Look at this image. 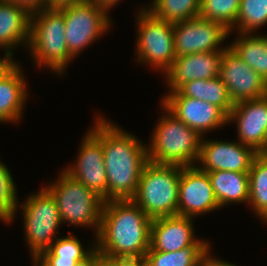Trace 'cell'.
<instances>
[{
  "mask_svg": "<svg viewBox=\"0 0 267 266\" xmlns=\"http://www.w3.org/2000/svg\"><path fill=\"white\" fill-rule=\"evenodd\" d=\"M99 116L91 131L102 141L107 201L132 199L148 162L147 146L132 133Z\"/></svg>",
  "mask_w": 267,
  "mask_h": 266,
  "instance_id": "obj_1",
  "label": "cell"
},
{
  "mask_svg": "<svg viewBox=\"0 0 267 266\" xmlns=\"http://www.w3.org/2000/svg\"><path fill=\"white\" fill-rule=\"evenodd\" d=\"M151 222L132 199L105 201L95 248L107 256L140 264L150 248Z\"/></svg>",
  "mask_w": 267,
  "mask_h": 266,
  "instance_id": "obj_2",
  "label": "cell"
},
{
  "mask_svg": "<svg viewBox=\"0 0 267 266\" xmlns=\"http://www.w3.org/2000/svg\"><path fill=\"white\" fill-rule=\"evenodd\" d=\"M160 104L165 113L157 121L147 146L148 161L182 167L195 166L203 137Z\"/></svg>",
  "mask_w": 267,
  "mask_h": 266,
  "instance_id": "obj_3",
  "label": "cell"
},
{
  "mask_svg": "<svg viewBox=\"0 0 267 266\" xmlns=\"http://www.w3.org/2000/svg\"><path fill=\"white\" fill-rule=\"evenodd\" d=\"M65 38L64 15L55 6L31 12L27 48L35 65L48 67L54 73L62 75L74 59L69 53Z\"/></svg>",
  "mask_w": 267,
  "mask_h": 266,
  "instance_id": "obj_4",
  "label": "cell"
},
{
  "mask_svg": "<svg viewBox=\"0 0 267 266\" xmlns=\"http://www.w3.org/2000/svg\"><path fill=\"white\" fill-rule=\"evenodd\" d=\"M182 166L147 162L132 200L151 218L178 215Z\"/></svg>",
  "mask_w": 267,
  "mask_h": 266,
  "instance_id": "obj_5",
  "label": "cell"
},
{
  "mask_svg": "<svg viewBox=\"0 0 267 266\" xmlns=\"http://www.w3.org/2000/svg\"><path fill=\"white\" fill-rule=\"evenodd\" d=\"M61 172L56 182L45 187L55 199L62 223L94 228L97 235L104 200L83 183Z\"/></svg>",
  "mask_w": 267,
  "mask_h": 266,
  "instance_id": "obj_6",
  "label": "cell"
},
{
  "mask_svg": "<svg viewBox=\"0 0 267 266\" xmlns=\"http://www.w3.org/2000/svg\"><path fill=\"white\" fill-rule=\"evenodd\" d=\"M55 7L64 15L66 45L74 58L113 24L108 11L91 0H77Z\"/></svg>",
  "mask_w": 267,
  "mask_h": 266,
  "instance_id": "obj_7",
  "label": "cell"
},
{
  "mask_svg": "<svg viewBox=\"0 0 267 266\" xmlns=\"http://www.w3.org/2000/svg\"><path fill=\"white\" fill-rule=\"evenodd\" d=\"M24 231L31 257H38L58 238L53 237L62 224L60 213L52 194L43 187L30 194L23 204ZM55 239V240H54Z\"/></svg>",
  "mask_w": 267,
  "mask_h": 266,
  "instance_id": "obj_8",
  "label": "cell"
},
{
  "mask_svg": "<svg viewBox=\"0 0 267 266\" xmlns=\"http://www.w3.org/2000/svg\"><path fill=\"white\" fill-rule=\"evenodd\" d=\"M137 12L136 61L165 73L176 58L174 23L158 19L146 7Z\"/></svg>",
  "mask_w": 267,
  "mask_h": 266,
  "instance_id": "obj_9",
  "label": "cell"
},
{
  "mask_svg": "<svg viewBox=\"0 0 267 266\" xmlns=\"http://www.w3.org/2000/svg\"><path fill=\"white\" fill-rule=\"evenodd\" d=\"M223 24L201 17L174 23V49L176 57L192 53L224 51L220 47L229 36Z\"/></svg>",
  "mask_w": 267,
  "mask_h": 266,
  "instance_id": "obj_10",
  "label": "cell"
},
{
  "mask_svg": "<svg viewBox=\"0 0 267 266\" xmlns=\"http://www.w3.org/2000/svg\"><path fill=\"white\" fill-rule=\"evenodd\" d=\"M219 77L232 102L258 99L267 95V83L229 45L221 56Z\"/></svg>",
  "mask_w": 267,
  "mask_h": 266,
  "instance_id": "obj_11",
  "label": "cell"
},
{
  "mask_svg": "<svg viewBox=\"0 0 267 266\" xmlns=\"http://www.w3.org/2000/svg\"><path fill=\"white\" fill-rule=\"evenodd\" d=\"M76 163L63 171L107 201V175L102 141L91 131L83 137Z\"/></svg>",
  "mask_w": 267,
  "mask_h": 266,
  "instance_id": "obj_12",
  "label": "cell"
},
{
  "mask_svg": "<svg viewBox=\"0 0 267 266\" xmlns=\"http://www.w3.org/2000/svg\"><path fill=\"white\" fill-rule=\"evenodd\" d=\"M220 208L208 173L195 166L181 168L178 193V215L190 218Z\"/></svg>",
  "mask_w": 267,
  "mask_h": 266,
  "instance_id": "obj_13",
  "label": "cell"
},
{
  "mask_svg": "<svg viewBox=\"0 0 267 266\" xmlns=\"http://www.w3.org/2000/svg\"><path fill=\"white\" fill-rule=\"evenodd\" d=\"M258 153L251 147L243 145L239 141L204 140L197 163L199 169L205 172L212 171H236L248 173Z\"/></svg>",
  "mask_w": 267,
  "mask_h": 266,
  "instance_id": "obj_14",
  "label": "cell"
},
{
  "mask_svg": "<svg viewBox=\"0 0 267 266\" xmlns=\"http://www.w3.org/2000/svg\"><path fill=\"white\" fill-rule=\"evenodd\" d=\"M161 103L202 137L204 133L228 124V116L218 106L199 99L183 97L178 91L167 93Z\"/></svg>",
  "mask_w": 267,
  "mask_h": 266,
  "instance_id": "obj_15",
  "label": "cell"
},
{
  "mask_svg": "<svg viewBox=\"0 0 267 266\" xmlns=\"http://www.w3.org/2000/svg\"><path fill=\"white\" fill-rule=\"evenodd\" d=\"M227 121L228 124L236 121L240 143L264 155L267 132V95L235 103Z\"/></svg>",
  "mask_w": 267,
  "mask_h": 266,
  "instance_id": "obj_16",
  "label": "cell"
},
{
  "mask_svg": "<svg viewBox=\"0 0 267 266\" xmlns=\"http://www.w3.org/2000/svg\"><path fill=\"white\" fill-rule=\"evenodd\" d=\"M223 51L192 53L178 56L164 73L168 92L177 91L183 84L192 80H207L219 76Z\"/></svg>",
  "mask_w": 267,
  "mask_h": 266,
  "instance_id": "obj_17",
  "label": "cell"
},
{
  "mask_svg": "<svg viewBox=\"0 0 267 266\" xmlns=\"http://www.w3.org/2000/svg\"><path fill=\"white\" fill-rule=\"evenodd\" d=\"M192 219L179 215L152 219L150 248L154 251L175 252L191 245L197 239Z\"/></svg>",
  "mask_w": 267,
  "mask_h": 266,
  "instance_id": "obj_18",
  "label": "cell"
},
{
  "mask_svg": "<svg viewBox=\"0 0 267 266\" xmlns=\"http://www.w3.org/2000/svg\"><path fill=\"white\" fill-rule=\"evenodd\" d=\"M31 12L17 3L0 0V48L13 55L18 45L28 47ZM23 43V44H22Z\"/></svg>",
  "mask_w": 267,
  "mask_h": 266,
  "instance_id": "obj_19",
  "label": "cell"
},
{
  "mask_svg": "<svg viewBox=\"0 0 267 266\" xmlns=\"http://www.w3.org/2000/svg\"><path fill=\"white\" fill-rule=\"evenodd\" d=\"M21 68L17 64L0 80V123H17L23 116L28 89Z\"/></svg>",
  "mask_w": 267,
  "mask_h": 266,
  "instance_id": "obj_20",
  "label": "cell"
},
{
  "mask_svg": "<svg viewBox=\"0 0 267 266\" xmlns=\"http://www.w3.org/2000/svg\"><path fill=\"white\" fill-rule=\"evenodd\" d=\"M210 245L206 240L196 239L191 245L175 252L149 248L140 266H205L206 259L211 254Z\"/></svg>",
  "mask_w": 267,
  "mask_h": 266,
  "instance_id": "obj_21",
  "label": "cell"
},
{
  "mask_svg": "<svg viewBox=\"0 0 267 266\" xmlns=\"http://www.w3.org/2000/svg\"><path fill=\"white\" fill-rule=\"evenodd\" d=\"M207 173L220 209L230 203L249 202V173L225 170Z\"/></svg>",
  "mask_w": 267,
  "mask_h": 266,
  "instance_id": "obj_22",
  "label": "cell"
},
{
  "mask_svg": "<svg viewBox=\"0 0 267 266\" xmlns=\"http://www.w3.org/2000/svg\"><path fill=\"white\" fill-rule=\"evenodd\" d=\"M93 245L85 250L77 237L68 234L65 237H58L37 258L45 266H76L95 251V243Z\"/></svg>",
  "mask_w": 267,
  "mask_h": 266,
  "instance_id": "obj_23",
  "label": "cell"
},
{
  "mask_svg": "<svg viewBox=\"0 0 267 266\" xmlns=\"http://www.w3.org/2000/svg\"><path fill=\"white\" fill-rule=\"evenodd\" d=\"M177 91L183 97L199 99L218 106L227 116L234 106L227 87L219 76L207 80L198 79L186 82Z\"/></svg>",
  "mask_w": 267,
  "mask_h": 266,
  "instance_id": "obj_24",
  "label": "cell"
},
{
  "mask_svg": "<svg viewBox=\"0 0 267 266\" xmlns=\"http://www.w3.org/2000/svg\"><path fill=\"white\" fill-rule=\"evenodd\" d=\"M237 34L239 36L229 45L267 83V35Z\"/></svg>",
  "mask_w": 267,
  "mask_h": 266,
  "instance_id": "obj_25",
  "label": "cell"
},
{
  "mask_svg": "<svg viewBox=\"0 0 267 266\" xmlns=\"http://www.w3.org/2000/svg\"><path fill=\"white\" fill-rule=\"evenodd\" d=\"M249 202L255 215L267 223V155L258 154L249 170Z\"/></svg>",
  "mask_w": 267,
  "mask_h": 266,
  "instance_id": "obj_26",
  "label": "cell"
},
{
  "mask_svg": "<svg viewBox=\"0 0 267 266\" xmlns=\"http://www.w3.org/2000/svg\"><path fill=\"white\" fill-rule=\"evenodd\" d=\"M200 4L201 0H153L146 9L158 19L177 23L199 17Z\"/></svg>",
  "mask_w": 267,
  "mask_h": 266,
  "instance_id": "obj_27",
  "label": "cell"
},
{
  "mask_svg": "<svg viewBox=\"0 0 267 266\" xmlns=\"http://www.w3.org/2000/svg\"><path fill=\"white\" fill-rule=\"evenodd\" d=\"M239 7L240 0H201L199 17L219 22L231 33L236 28Z\"/></svg>",
  "mask_w": 267,
  "mask_h": 266,
  "instance_id": "obj_28",
  "label": "cell"
},
{
  "mask_svg": "<svg viewBox=\"0 0 267 266\" xmlns=\"http://www.w3.org/2000/svg\"><path fill=\"white\" fill-rule=\"evenodd\" d=\"M267 24V0H240L236 32L253 33Z\"/></svg>",
  "mask_w": 267,
  "mask_h": 266,
  "instance_id": "obj_29",
  "label": "cell"
},
{
  "mask_svg": "<svg viewBox=\"0 0 267 266\" xmlns=\"http://www.w3.org/2000/svg\"><path fill=\"white\" fill-rule=\"evenodd\" d=\"M11 171L0 161V220L10 223L19 207L17 188Z\"/></svg>",
  "mask_w": 267,
  "mask_h": 266,
  "instance_id": "obj_30",
  "label": "cell"
},
{
  "mask_svg": "<svg viewBox=\"0 0 267 266\" xmlns=\"http://www.w3.org/2000/svg\"><path fill=\"white\" fill-rule=\"evenodd\" d=\"M134 263L127 259L110 257L100 253L95 249L94 251V266H133Z\"/></svg>",
  "mask_w": 267,
  "mask_h": 266,
  "instance_id": "obj_31",
  "label": "cell"
},
{
  "mask_svg": "<svg viewBox=\"0 0 267 266\" xmlns=\"http://www.w3.org/2000/svg\"><path fill=\"white\" fill-rule=\"evenodd\" d=\"M9 52H5L4 58L0 57V80L4 78L18 63L15 62Z\"/></svg>",
  "mask_w": 267,
  "mask_h": 266,
  "instance_id": "obj_32",
  "label": "cell"
},
{
  "mask_svg": "<svg viewBox=\"0 0 267 266\" xmlns=\"http://www.w3.org/2000/svg\"><path fill=\"white\" fill-rule=\"evenodd\" d=\"M26 7L30 12L44 8V0H8Z\"/></svg>",
  "mask_w": 267,
  "mask_h": 266,
  "instance_id": "obj_33",
  "label": "cell"
},
{
  "mask_svg": "<svg viewBox=\"0 0 267 266\" xmlns=\"http://www.w3.org/2000/svg\"><path fill=\"white\" fill-rule=\"evenodd\" d=\"M205 266H237L235 264L229 263L227 261H224L222 259H216L209 255V257L206 259Z\"/></svg>",
  "mask_w": 267,
  "mask_h": 266,
  "instance_id": "obj_34",
  "label": "cell"
},
{
  "mask_svg": "<svg viewBox=\"0 0 267 266\" xmlns=\"http://www.w3.org/2000/svg\"><path fill=\"white\" fill-rule=\"evenodd\" d=\"M96 3L99 7L104 8L109 11L114 5H116L120 0H91Z\"/></svg>",
  "mask_w": 267,
  "mask_h": 266,
  "instance_id": "obj_35",
  "label": "cell"
},
{
  "mask_svg": "<svg viewBox=\"0 0 267 266\" xmlns=\"http://www.w3.org/2000/svg\"><path fill=\"white\" fill-rule=\"evenodd\" d=\"M77 0H44V8L50 7V6H58L60 4L73 2Z\"/></svg>",
  "mask_w": 267,
  "mask_h": 266,
  "instance_id": "obj_36",
  "label": "cell"
},
{
  "mask_svg": "<svg viewBox=\"0 0 267 266\" xmlns=\"http://www.w3.org/2000/svg\"><path fill=\"white\" fill-rule=\"evenodd\" d=\"M76 266H94V252L83 262L78 263Z\"/></svg>",
  "mask_w": 267,
  "mask_h": 266,
  "instance_id": "obj_37",
  "label": "cell"
},
{
  "mask_svg": "<svg viewBox=\"0 0 267 266\" xmlns=\"http://www.w3.org/2000/svg\"><path fill=\"white\" fill-rule=\"evenodd\" d=\"M32 261L34 266H45L37 257H33Z\"/></svg>",
  "mask_w": 267,
  "mask_h": 266,
  "instance_id": "obj_38",
  "label": "cell"
},
{
  "mask_svg": "<svg viewBox=\"0 0 267 266\" xmlns=\"http://www.w3.org/2000/svg\"><path fill=\"white\" fill-rule=\"evenodd\" d=\"M264 155H267V132H266V138L264 141Z\"/></svg>",
  "mask_w": 267,
  "mask_h": 266,
  "instance_id": "obj_39",
  "label": "cell"
}]
</instances>
